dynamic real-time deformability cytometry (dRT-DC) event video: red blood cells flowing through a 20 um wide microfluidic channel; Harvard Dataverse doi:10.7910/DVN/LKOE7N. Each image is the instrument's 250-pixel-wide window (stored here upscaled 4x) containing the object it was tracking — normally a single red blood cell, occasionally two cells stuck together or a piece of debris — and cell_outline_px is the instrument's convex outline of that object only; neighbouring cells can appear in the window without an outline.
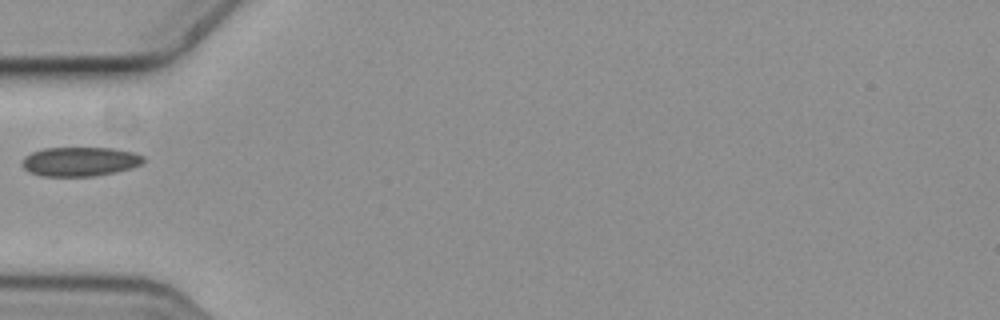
{"species": "common noctule bat (a hibernating species)", "species_latin": "Nyctalus noctula", "temperature_condition": "cold", "stored_images_in_passage": 6, "camera_frame_rate_fps": 3000, "um_per_image_px": 0.085, "animal": {"sex": "female", "body_mass_g": 19.3, "forearm_length_mm": 54.1}, "frame": {"image": 1, "passage_image": 5, "time_ms": 1.333, "image_size_px": [1000, 320], "cell_outline_px": [[144, 160], [140, 164], [132, 168], [116, 172], [92, 176], [40, 176], [28, 172], [20, 164], [20, 160], [24, 156], [32, 152], [44, 148], [112, 148], [136, 152], [144, 156]], "centroid_in_image_um": [6.76, 13.73], "position_along_channel_um": 78.2, "area_um2": 20.92}}
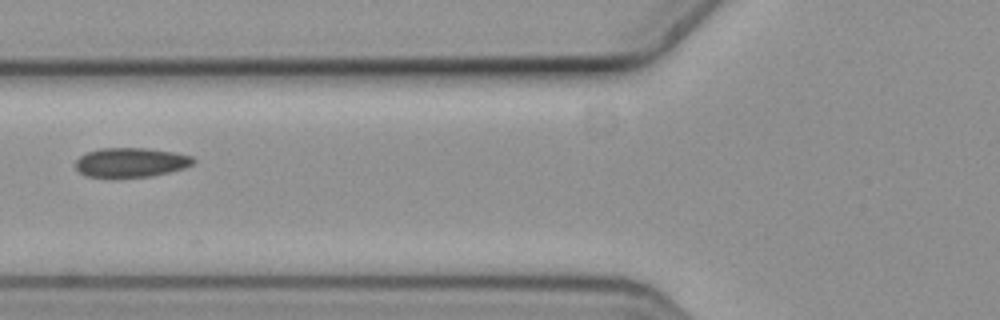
{"frame": {"image": 2, "passage_image": 6, "time_ms": 1.667, "image_size_px": [1000, 320], "cell_outline_px": [[196, 160], [192, 164], [184, 168], [152, 176], [112, 180], [84, 176], [76, 168], [76, 160], [80, 156], [88, 152], [100, 148], [144, 148], [172, 152], [192, 156]], "centroid_in_image_um": [11.07, 13.85], "position_along_channel_um": 114.7, "area_um2": 20.75}}